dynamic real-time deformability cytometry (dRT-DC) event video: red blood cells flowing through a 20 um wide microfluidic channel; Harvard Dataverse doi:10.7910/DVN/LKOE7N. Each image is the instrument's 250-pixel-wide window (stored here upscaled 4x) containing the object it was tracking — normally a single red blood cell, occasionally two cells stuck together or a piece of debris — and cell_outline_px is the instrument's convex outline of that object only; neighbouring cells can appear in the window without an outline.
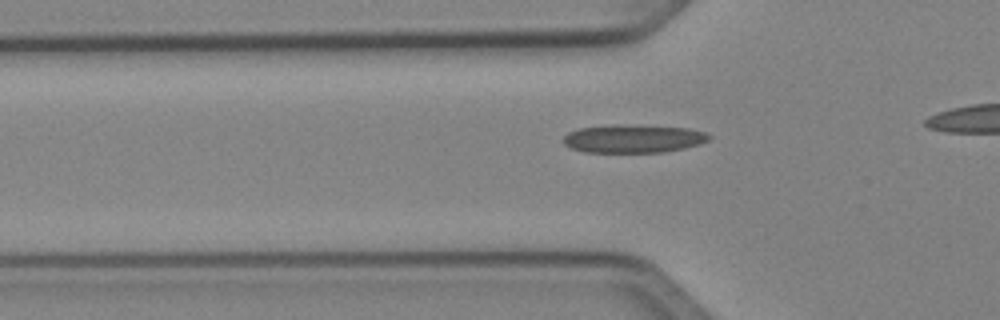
{"species": "Egyptian fruit bat (a non-hibernating species)", "species_latin": "Rousettus aegyptiacus", "temperature_condition": "cold", "stored_images_in_passage": 32, "camera_frame_rate_fps": 3000, "um_per_image_px": 0.085, "animal": {"sex": "female"}, "frame": {"image": 1, "passage_image": 8, "time_ms": 2.333, "image_size_px": [1000, 320], "cell_outline_px": [[712, 136], [708, 140], [700, 144], [684, 148], [664, 152], [584, 152], [572, 148], [564, 144], [564, 136], [568, 132], [580, 128], [612, 124], [620, 124], [688, 128], [704, 132]], "centroid_in_image_um": [53.83, 11.78], "position_along_channel_um": 72.0, "area_um2": 23.93}}
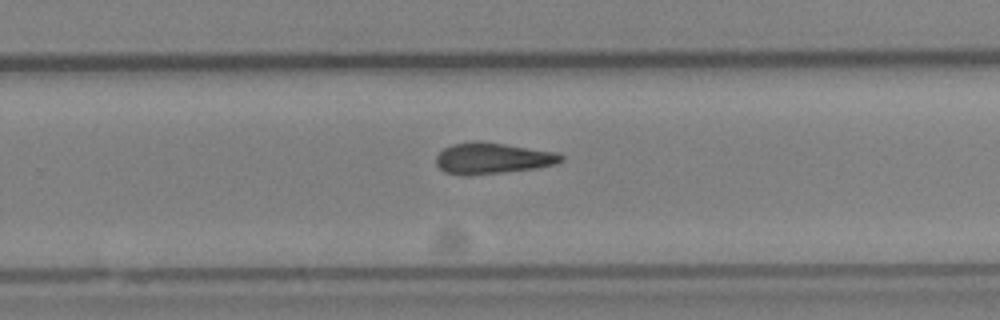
{"frame": {"image": 2, "passage_image": 24, "time_ms": 7.667, "image_size_px": [1000, 320], "cell_outline_px": [[564, 160], [556, 164], [536, 168], [504, 172], [444, 172], [436, 164], [436, 156], [444, 148], [452, 144], [476, 140], [504, 144], [556, 152], [564, 156]], "centroid_in_image_um": [41.92, 13.4], "position_along_channel_um": 287.9, "area_um2": 21.85}}
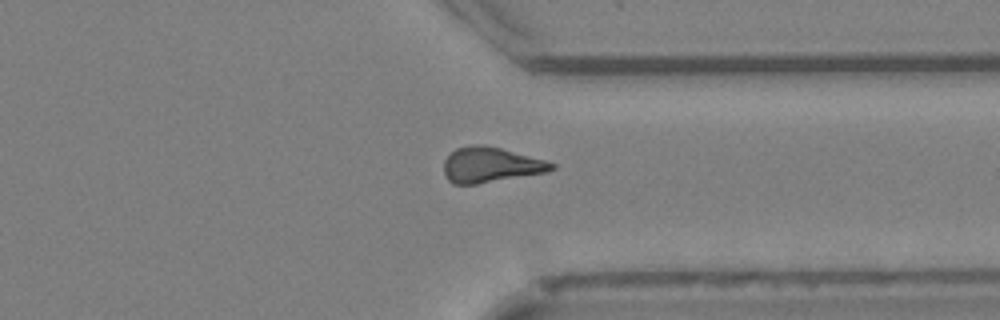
{"frame": {"image": 3, "passage_image": 30, "time_ms": 9.667, "image_size_px": [1000, 320], "cell_outline_px": [[556, 168], [548, 172], [476, 184], [452, 184], [444, 176], [444, 160], [456, 148], [472, 144], [484, 144], [548, 160], [556, 164]], "centroid_in_image_um": [41.72, 14.01], "position_along_channel_um": 369.7, "area_um2": 22.37}}